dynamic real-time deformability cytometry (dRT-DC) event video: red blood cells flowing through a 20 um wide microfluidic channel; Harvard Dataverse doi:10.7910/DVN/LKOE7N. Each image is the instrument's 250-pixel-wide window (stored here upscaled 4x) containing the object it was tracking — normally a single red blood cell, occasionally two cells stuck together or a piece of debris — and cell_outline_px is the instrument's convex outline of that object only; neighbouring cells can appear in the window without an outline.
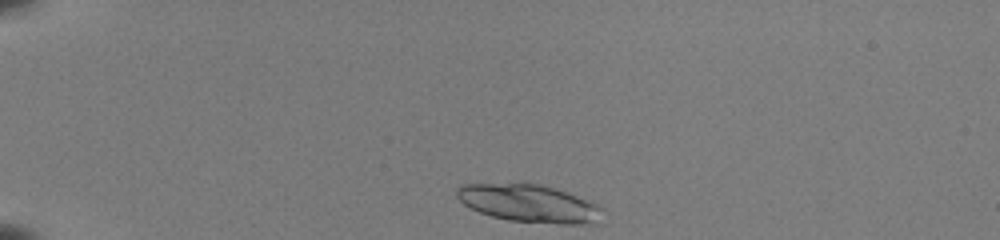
{"species": "common noctule bat (a hibernating species)", "species_latin": "Nyctalus noctula", "temperature_condition": "room temperature", "stored_images_in_passage": 40, "camera_frame_rate_fps": 3000, "um_per_image_px": 0.085, "animal": {"sex": "female", "body_mass_g": 22.0, "forearm_length_mm": 56.7}, "frame": {"image": 1, "passage_image": 1, "time_ms": 0.0, "image_size_px": [1000, 240], "cell_outline_px": [[604, 208], [596, 224], [560, 224], [508, 220], [492, 216], [480, 212], [464, 204], [456, 196], [456, 188], [460, 184], [540, 184], [592, 200]], "centroid_in_image_um": [45.02, 17.3], "position_along_channel_um": 40.0, "area_um2": 31.96}, "authors_computed_cell_mechanics": {"area_um2": 17.3111, "velocity_mm_per_s": 3.9528, "shape_relaxation_time_tau1_ms": 9.0132, "shape_relaxation_time_tau2_ms": 2.2102, "deformation_change_tau1": 0.1557, "deformation_change_tau2": 0.0547}}